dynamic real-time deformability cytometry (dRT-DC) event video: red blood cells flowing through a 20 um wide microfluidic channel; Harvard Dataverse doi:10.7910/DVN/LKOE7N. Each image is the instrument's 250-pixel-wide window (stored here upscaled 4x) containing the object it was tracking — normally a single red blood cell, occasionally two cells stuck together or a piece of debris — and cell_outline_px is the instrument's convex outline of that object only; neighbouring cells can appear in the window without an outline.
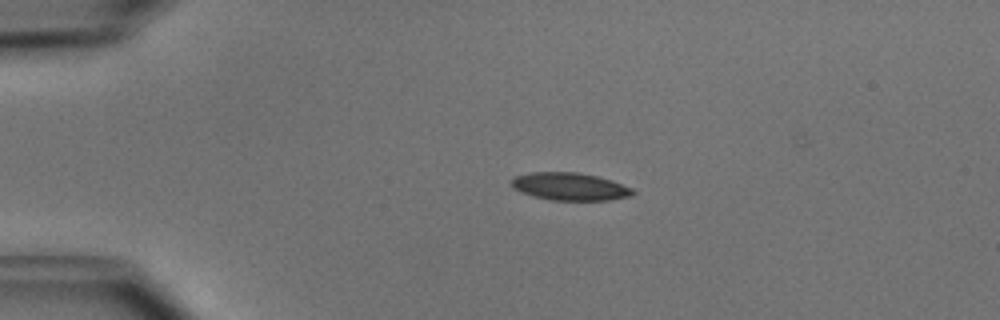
{"species": "common noctule bat (a hibernating species)", "species_latin": "Nyctalus noctula", "temperature_condition": "cold", "stored_images_in_passage": 40, "camera_frame_rate_fps": 3000, "um_per_image_px": 0.085, "animal": {"sex": "male", "body_mass_g": 15.6}, "frame": {"image": 1, "passage_image": 1, "time_ms": 0.0, "image_size_px": [1000, 320], "cell_outline_px": [[636, 192], [632, 196], [608, 200], [552, 200], [532, 196], [512, 188], [512, 180], [516, 176], [532, 172], [576, 172], [596, 176], [612, 180], [632, 188]], "centroid_in_image_um": [48.46, 15.86], "position_along_channel_um": 36.5, "area_um2": 19.48}}
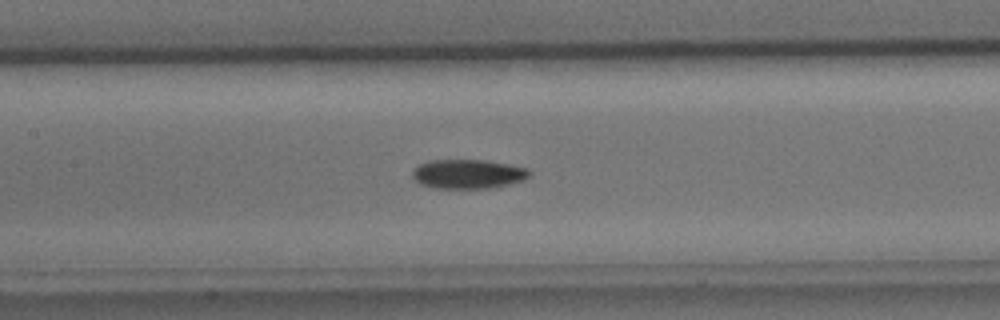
{"frame": {"image": 2, "passage_image": 14, "time_ms": 4.333, "image_size_px": [1000, 320], "cell_outline_px": [[532, 172], [524, 180], [492, 188], [432, 188], [420, 184], [412, 176], [412, 172], [420, 164], [428, 160], [484, 160], [508, 164], [528, 168]], "centroid_in_image_um": [39.79, 14.79], "position_along_channel_um": 167.6, "area_um2": 19.94}}
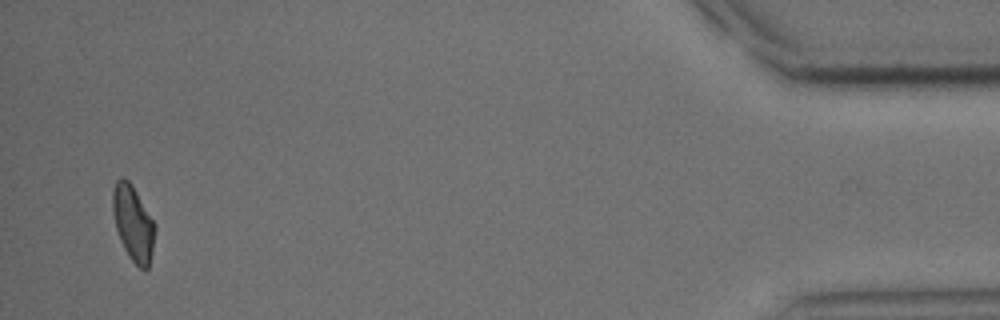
{"frame": {"image": 3, "passage_image": 39, "time_ms": 12.667, "image_size_px": [1000, 320], "cell_outline_px": [[156, 228], [152, 252], [148, 268], [144, 272], [128, 256], [120, 240], [116, 228], [112, 212], [112, 188], [116, 180], [120, 176], [124, 176], [132, 184], [156, 224]], "centroid_in_image_um": [11.31, 18.94], "position_along_channel_um": 423.9, "area_um2": 18.9}, "authors_computed_cell_mechanics": {"area_um2": 19.4497, "velocity_mm_per_s": 3.9773, "shape_relaxation_time_tau1_ms": 4.7434, "shape_relaxation_time_tau2_ms": null, "deformation_change_tau1": 0.1295, "deformation_change_tau2": null}}